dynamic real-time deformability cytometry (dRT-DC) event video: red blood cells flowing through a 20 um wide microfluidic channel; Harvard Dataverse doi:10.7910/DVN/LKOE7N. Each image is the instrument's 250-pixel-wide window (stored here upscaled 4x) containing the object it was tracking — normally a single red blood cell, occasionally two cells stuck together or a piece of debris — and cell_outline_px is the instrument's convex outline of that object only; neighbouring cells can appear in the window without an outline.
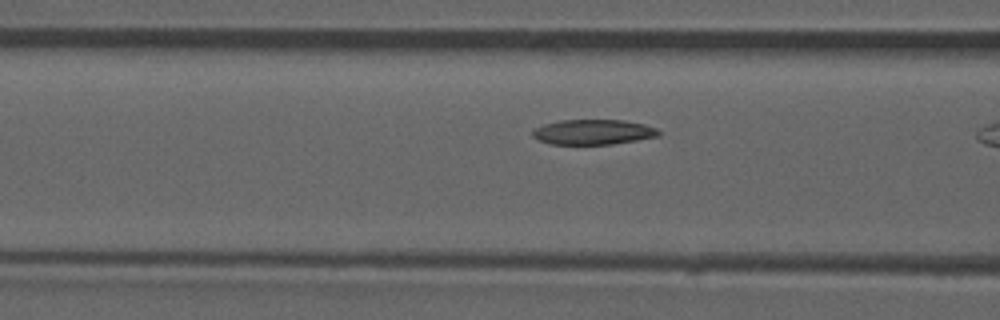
{"species": "common noctule bat (a hibernating species)", "species_latin": "Nyctalus noctula", "temperature_condition": "room temperature", "stored_images_in_passage": 17, "camera_frame_rate_fps": 3000, "um_per_image_px": 0.085, "animal": {"sex": "male", "forearm_length_mm": 52.5}, "frame": {"image": 1, "passage_image": 15, "time_ms": 4.667, "image_size_px": [1000, 320], "cell_outline_px": [[660, 136], [612, 144], [548, 144], [532, 136], [532, 132], [536, 128], [544, 124], [560, 120], [624, 120], [644, 124], [656, 128], [660, 132]], "centroid_in_image_um": [50.43, 11.22], "position_along_channel_um": 116.2, "area_um2": 18.38}}